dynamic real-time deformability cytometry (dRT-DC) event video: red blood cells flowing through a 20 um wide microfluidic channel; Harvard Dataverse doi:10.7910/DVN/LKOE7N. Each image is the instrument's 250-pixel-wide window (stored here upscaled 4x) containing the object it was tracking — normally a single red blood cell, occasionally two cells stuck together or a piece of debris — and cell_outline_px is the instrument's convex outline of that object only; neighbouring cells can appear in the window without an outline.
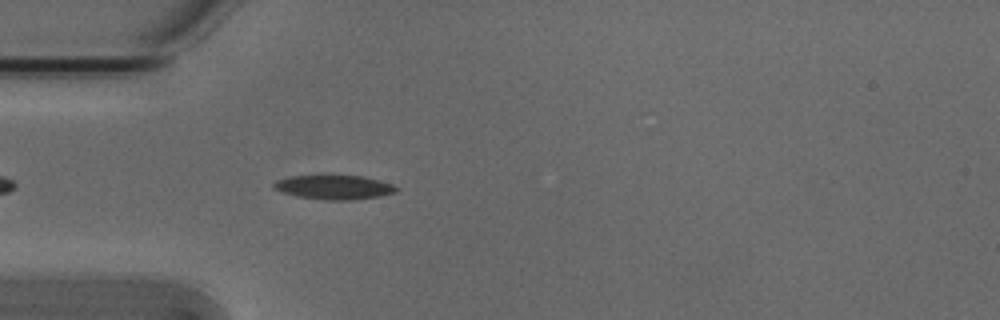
{"species": "Egyptian fruit bat (a non-hibernating species)", "species_latin": "Rousettus aegyptiacus", "temperature_condition": "cold", "stored_images_in_passage": 4, "segment_of_instrument_passage": [2, 2], "camera_frame_rate_fps": 3000, "um_per_image_px": 0.085, "animal": {"sex": "male"}, "frame": {"image": 1, "passage_image": 4, "time_ms": 1.0, "image_size_px": [1000, 320], "cell_outline_px": [[396, 192], [380, 196], [352, 200], [324, 200], [296, 196], [280, 192], [272, 188], [272, 184], [276, 180], [288, 176], [364, 176], [380, 180], [392, 184], [396, 188]], "centroid_in_image_um": [28.34, 15.92], "position_along_channel_um": 56.7, "area_um2": 17.34}}